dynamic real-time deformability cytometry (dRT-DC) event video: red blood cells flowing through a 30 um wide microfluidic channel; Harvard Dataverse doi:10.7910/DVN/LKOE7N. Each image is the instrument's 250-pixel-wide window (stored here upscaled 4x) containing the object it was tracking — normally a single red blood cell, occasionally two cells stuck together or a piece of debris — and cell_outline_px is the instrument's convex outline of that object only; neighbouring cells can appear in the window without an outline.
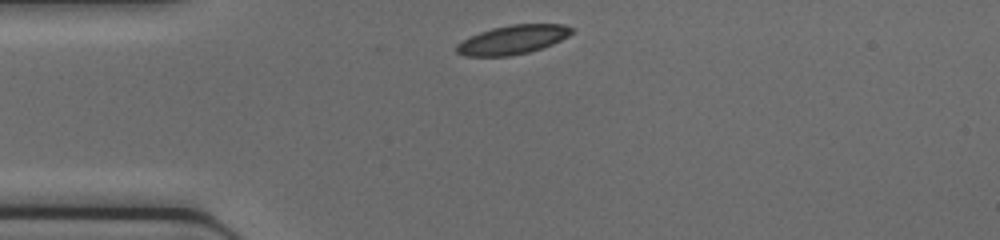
{"species": "common noctule bat (a hibernating species)", "species_latin": "Nyctalus noctula", "temperature_condition": "cold", "stored_images_in_passage": 36, "camera_frame_rate_fps": 3000, "um_per_image_px": 0.085, "animal": {"sex": "female", "body_mass_g": 17.0, "forearm_length_mm": 48.0}, "frame": {"image": 1, "passage_image": 1, "time_ms": 0.0, "image_size_px": [1000, 240], "cell_outline_px": [[576, 28], [568, 36], [552, 44], [528, 52], [508, 56], [464, 56], [456, 52], [456, 44], [480, 32], [492, 28], [512, 24], [564, 24]], "centroid_in_image_um": [43.6, 3.37], "position_along_channel_um": 41.4, "area_um2": 19.31}}
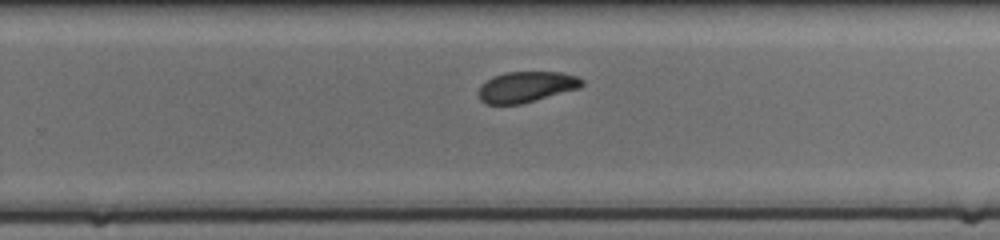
{"frame": {"image": 2, "passage_image": 19, "time_ms": 6.0, "image_size_px": [1000, 240], "cell_outline_px": [[584, 84], [580, 88], [520, 104], [484, 104], [480, 100], [476, 92], [480, 84], [492, 76], [504, 72], [560, 72], [576, 76], [584, 80]], "centroid_in_image_um": [44.68, 7.38], "position_along_channel_um": 285.1, "area_um2": 18.79}}
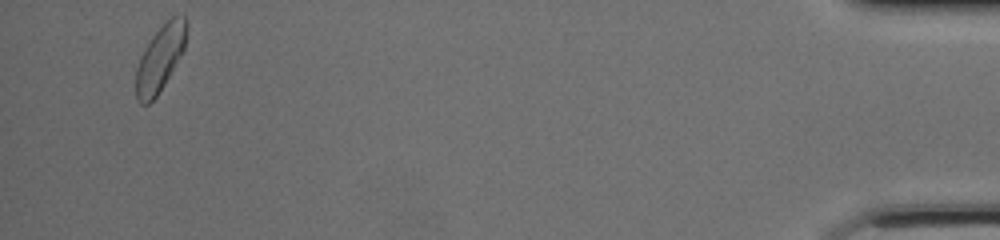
{"frame": {"image": 3, "passage_image": 34, "time_ms": 11.0, "image_size_px": [1000, 240], "cell_outline_px": [[188, 28], [184, 48], [180, 56], [164, 84], [156, 96], [148, 104], [140, 104], [136, 100], [136, 68], [140, 56], [144, 48], [152, 36], [172, 16], [184, 16], [188, 20]], "centroid_in_image_um": [13.61, 4.95], "position_along_channel_um": 421.6, "area_um2": 19.25}}